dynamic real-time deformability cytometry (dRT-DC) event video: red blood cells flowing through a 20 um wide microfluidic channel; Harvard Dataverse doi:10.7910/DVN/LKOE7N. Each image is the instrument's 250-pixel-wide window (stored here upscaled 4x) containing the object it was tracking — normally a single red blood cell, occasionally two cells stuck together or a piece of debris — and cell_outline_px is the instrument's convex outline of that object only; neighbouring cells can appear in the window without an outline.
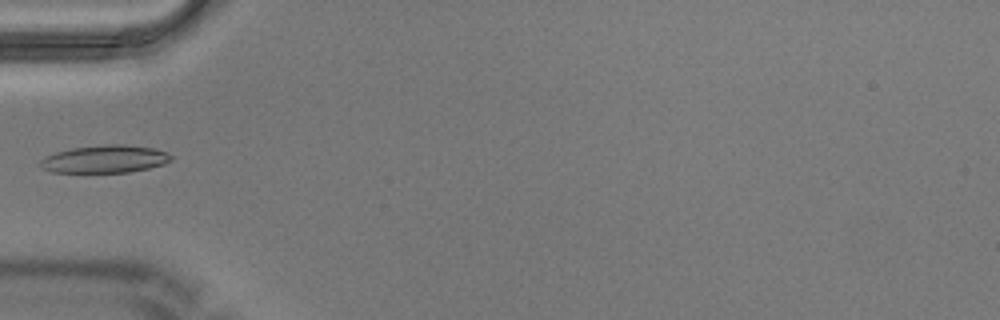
{"species": "Egyptian fruit bat (a non-hibernating species)", "species_latin": "Rousettus aegyptiacus", "temperature_condition": "warm", "stored_images_in_passage": 4, "camera_frame_rate_fps": 3000, "um_per_image_px": 0.085, "animal": {"sex": "male"}, "frame": {"image": 1, "passage_image": 4, "time_ms": 1.0, "image_size_px": [1000, 320], "cell_outline_px": [[172, 160], [164, 164], [148, 168], [128, 172], [52, 172], [40, 168], [40, 160], [44, 156], [56, 152], [72, 148], [104, 144], [124, 144], [152, 148], [164, 152], [172, 156]], "centroid_in_image_um": [8.87, 13.52], "position_along_channel_um": 76.1, "area_um2": 21.04}}